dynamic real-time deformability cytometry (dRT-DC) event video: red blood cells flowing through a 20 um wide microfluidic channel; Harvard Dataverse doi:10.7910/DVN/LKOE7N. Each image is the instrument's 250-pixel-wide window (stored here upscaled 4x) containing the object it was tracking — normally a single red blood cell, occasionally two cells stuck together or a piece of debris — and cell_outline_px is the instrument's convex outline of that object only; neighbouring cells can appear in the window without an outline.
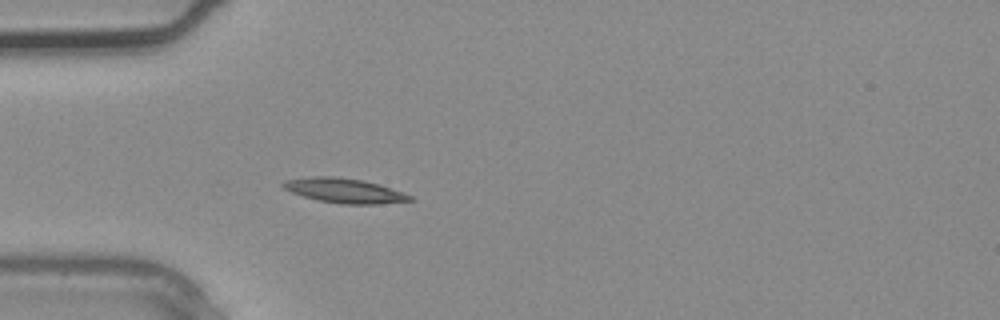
{"species": "common noctule bat (a hibernating species)", "species_latin": "Nyctalus noctula", "temperature_condition": "warm", "stored_images_in_passage": 1, "camera_frame_rate_fps": 3000, "um_per_image_px": 0.085, "animal": {"sex": "male", "body_mass_g": 20.4}, "frame": {"image": 1, "passage_image": 1, "time_ms": 0.0, "image_size_px": [1000, 320], "cell_outline_px": [[416, 200], [380, 204], [344, 204], [320, 200], [304, 196], [292, 192], [284, 188], [280, 184], [284, 180], [312, 176], [336, 176], [364, 180], [412, 196]], "centroid_in_image_um": [29.25, 16.19], "position_along_channel_um": 55.7, "area_um2": 17.98}}